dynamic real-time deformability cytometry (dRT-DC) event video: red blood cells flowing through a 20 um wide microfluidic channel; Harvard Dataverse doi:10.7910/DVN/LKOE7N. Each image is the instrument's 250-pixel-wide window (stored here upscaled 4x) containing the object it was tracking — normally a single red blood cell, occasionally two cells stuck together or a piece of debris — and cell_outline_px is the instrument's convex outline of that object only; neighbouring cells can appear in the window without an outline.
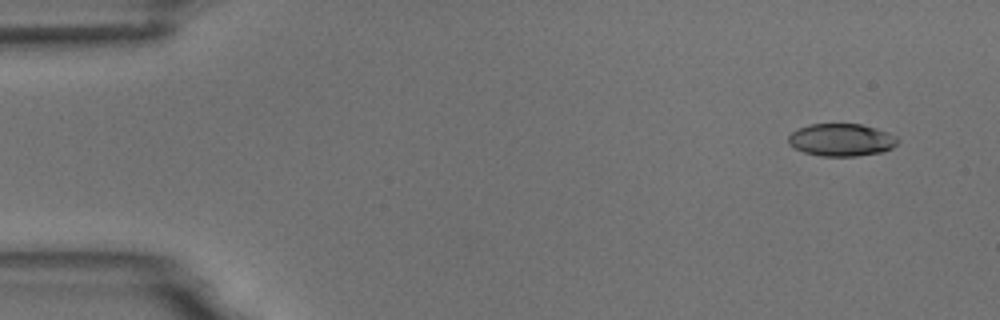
{"species": "common noctule bat (a hibernating species)", "species_latin": "Nyctalus noctula", "temperature_condition": "room temperature", "stored_images_in_passage": 5, "camera_frame_rate_fps": 3000, "um_per_image_px": 0.085, "animal": {"sex": "male", "body_mass_g": 18.8}, "frame": {"image": 1, "passage_image": 2, "time_ms": 1.0, "image_size_px": [1000, 320], "cell_outline_px": [[900, 140], [892, 148], [884, 152], [856, 156], [820, 156], [804, 152], [788, 144], [788, 136], [796, 128], [808, 124], [860, 124], [876, 128], [888, 132], [896, 136]], "centroid_in_image_um": [71.52, 11.89], "position_along_channel_um": 13.5, "area_um2": 20.92}}
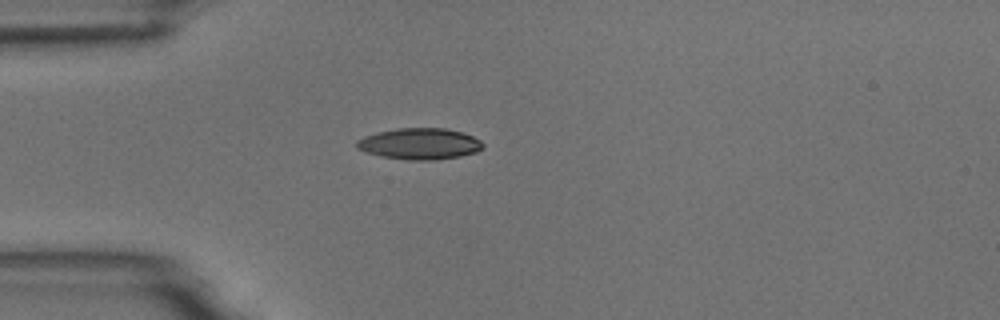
{"frame": {"image": 2, "passage_image": 5, "time_ms": 4.667, "image_size_px": [1000, 320], "cell_outline_px": [[484, 144], [476, 152], [460, 156], [432, 160], [408, 160], [380, 156], [356, 148], [356, 140], [364, 136], [396, 128], [444, 128], [464, 132], [480, 140]], "centroid_in_image_um": [35.67, 12.22], "position_along_channel_um": 49.3, "area_um2": 22.89}}